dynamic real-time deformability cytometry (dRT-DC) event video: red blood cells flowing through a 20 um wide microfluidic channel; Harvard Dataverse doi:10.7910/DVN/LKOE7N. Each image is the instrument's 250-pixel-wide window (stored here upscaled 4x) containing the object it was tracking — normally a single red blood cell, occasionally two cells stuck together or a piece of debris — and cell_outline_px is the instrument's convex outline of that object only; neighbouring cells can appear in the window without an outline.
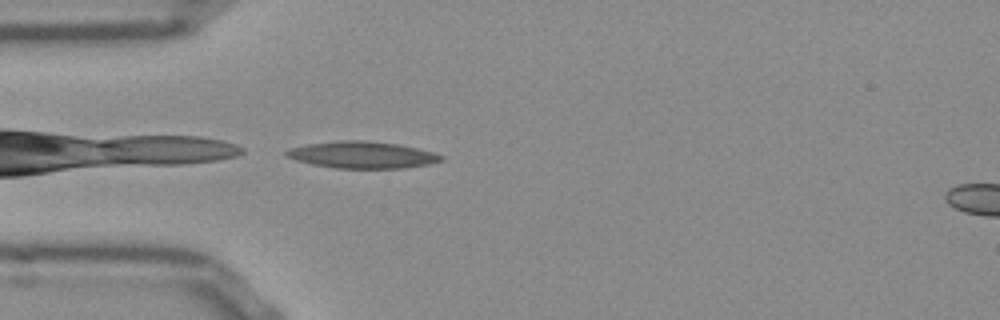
{"species": "Egyptian fruit bat (a non-hibernating species)", "species_latin": "Rousettus aegyptiacus", "temperature_condition": "room temperature", "stored_images_in_passage": 39, "camera_frame_rate_fps": 3000, "um_per_image_px": 0.085, "frame": {"image": 1, "passage_image": 1, "time_ms": 0.0, "image_size_px": [1000, 320], "cell_outline_px": [[444, 160], [428, 164], [404, 168], [336, 168], [312, 164], [296, 160], [288, 156], [284, 152], [292, 148], [308, 144], [340, 140], [364, 140], [396, 144], [416, 148], [432, 152], [444, 156]], "centroid_in_image_um": [30.81, 13.16], "position_along_channel_um": 54.2, "area_um2": 23.87}}
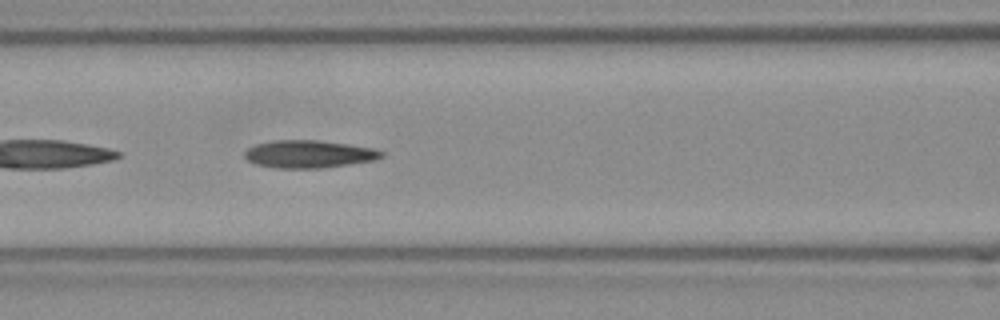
{"frame": {"image": 2, "passage_image": 8, "time_ms": 2.333, "image_size_px": [1000, 320], "cell_outline_px": [[384, 156], [372, 160], [348, 164], [320, 168], [276, 168], [256, 164], [248, 160], [244, 156], [244, 152], [248, 148], [256, 144], [272, 140], [316, 140], [348, 144], [372, 148], [384, 152]], "centroid_in_image_um": [26.22, 13.09], "position_along_channel_um": 140.4, "area_um2": 21.85}}
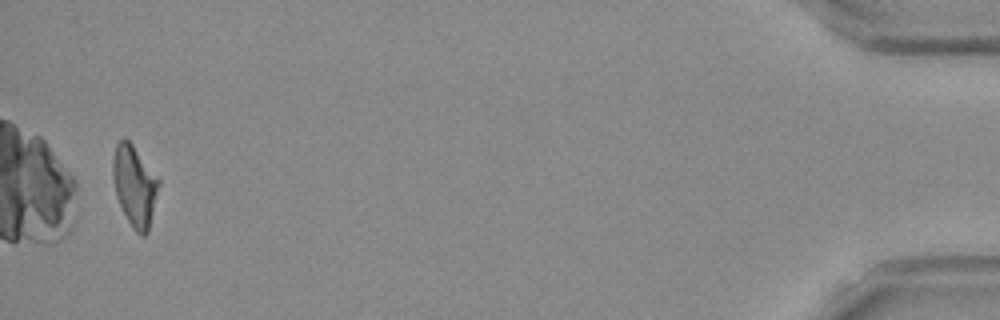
{"frame": {"image": 3, "passage_image": 37, "time_ms": 12.0, "image_size_px": [1000, 320], "cell_outline_px": [[160, 184], [148, 232], [144, 236], [140, 236], [132, 228], [116, 196], [112, 180], [112, 160], [116, 144], [124, 136], [132, 144], [160, 180]], "centroid_in_image_um": [11.43, 15.79], "position_along_channel_um": 423.8, "area_um2": 21.62}, "authors_computed_cell_mechanics": {"area_um2": 21.675, "velocity_mm_per_s": 3.8622, "shape_relaxation_time_tau1_ms": null, "shape_relaxation_time_tau2_ms": 5.1188, "deformation_change_tau1": null, "deformation_change_tau2": 0.1723}}